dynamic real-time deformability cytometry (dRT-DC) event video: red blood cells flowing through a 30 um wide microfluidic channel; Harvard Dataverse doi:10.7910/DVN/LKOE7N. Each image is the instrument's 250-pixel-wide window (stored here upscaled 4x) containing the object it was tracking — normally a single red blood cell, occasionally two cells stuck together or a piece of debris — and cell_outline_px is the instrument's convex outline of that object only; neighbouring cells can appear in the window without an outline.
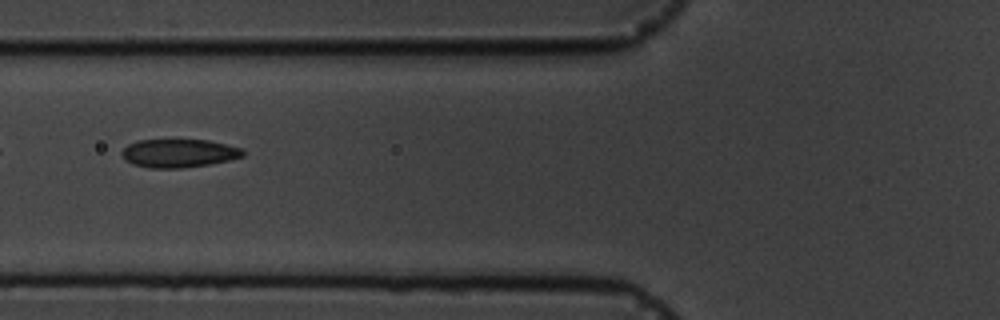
{"species": "common noctule bat (a hibernating species)", "species_latin": "Nyctalus noctula", "temperature_condition": "cold", "stored_images_in_passage": 4, "camera_frame_rate_fps": 3000, "um_per_image_px": 0.085, "animal": {"sex": "male", "body_mass_g": 19.5, "forearm_length_mm": 54.6}, "frame": {"image": 1, "passage_image": 3, "time_ms": 2.333, "image_size_px": [1000, 320], "cell_outline_px": [[244, 156], [228, 160], [208, 164], [180, 168], [148, 168], [132, 164], [124, 160], [120, 152], [128, 144], [140, 140], [208, 140], [228, 144], [244, 148]], "centroid_in_image_um": [15.19, 13.02], "position_along_channel_um": 110.6, "area_um2": 20.11}}
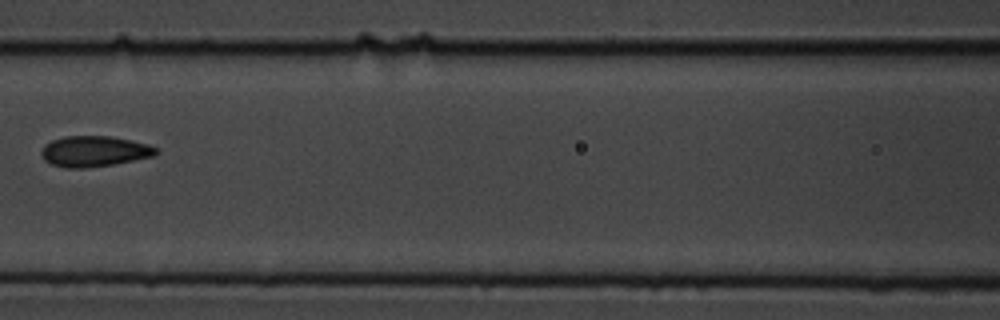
{"frame": {"image": 2, "passage_image": 4, "time_ms": 3.667, "image_size_px": [1000, 320], "cell_outline_px": [[160, 152], [152, 156], [112, 164], [84, 168], [68, 168], [52, 164], [44, 160], [40, 152], [44, 144], [52, 140], [64, 136], [112, 136], [148, 144], [156, 148]], "centroid_in_image_um": [7.98, 12.85], "position_along_channel_um": 158.6, "area_um2": 20.4}}